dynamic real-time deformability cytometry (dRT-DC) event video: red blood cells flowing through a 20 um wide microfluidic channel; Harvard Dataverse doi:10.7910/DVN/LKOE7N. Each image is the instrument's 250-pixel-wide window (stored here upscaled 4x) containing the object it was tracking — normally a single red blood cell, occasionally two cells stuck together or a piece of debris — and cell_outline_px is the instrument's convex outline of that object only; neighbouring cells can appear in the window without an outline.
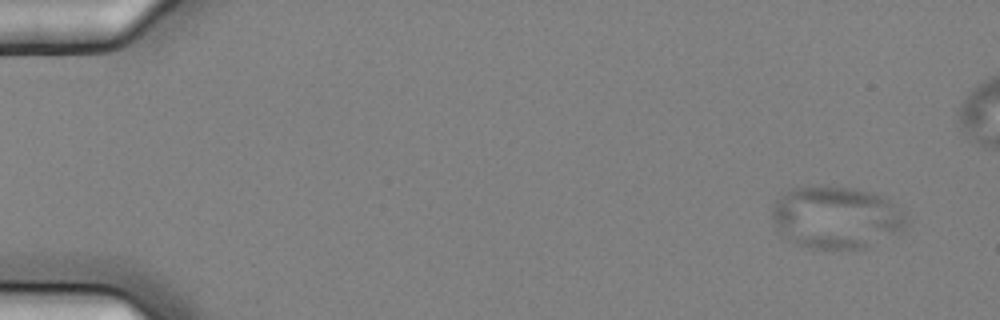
{"species": "common noctule bat (a hibernating species)", "species_latin": "Nyctalus noctula", "temperature_condition": "cold", "stored_images_in_passage": 6, "camera_frame_rate_fps": 3000, "um_per_image_px": 0.085, "animal": {"sex": "female", "body_mass_g": 25.1}, "frame": {"image": 1, "passage_image": 1, "time_ms": 0.0, "image_size_px": [1000, 320], "cell_outline_px": [[908, 224], [900, 232], [864, 248], [812, 248], [796, 244], [776, 228], [772, 216], [772, 208], [776, 200], [780, 196], [792, 188], [848, 188], [868, 192], [880, 196], [892, 204], [904, 216]], "centroid_in_image_um": [71.05, 18.51], "position_along_channel_um": 14.0, "area_um2": 47.22}}